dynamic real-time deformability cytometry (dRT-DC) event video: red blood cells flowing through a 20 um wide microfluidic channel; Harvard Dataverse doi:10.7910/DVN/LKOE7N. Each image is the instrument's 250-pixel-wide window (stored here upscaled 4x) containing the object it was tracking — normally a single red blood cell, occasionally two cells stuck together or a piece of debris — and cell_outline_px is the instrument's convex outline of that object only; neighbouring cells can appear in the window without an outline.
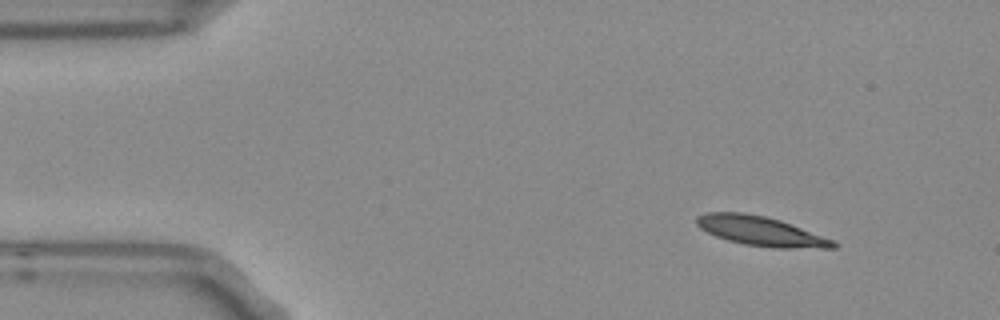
{"species": "Egyptian fruit bat (a non-hibernating species)", "species_latin": "Rousettus aegyptiacus", "temperature_condition": "room temperature", "stored_images_in_passage": 4, "camera_frame_rate_fps": 3000, "um_per_image_px": 0.085, "frame": {"image": 1, "passage_image": 1, "time_ms": 0.0, "image_size_px": [1000, 320], "cell_outline_px": [[840, 244], [836, 248], [772, 248], [744, 244], [728, 240], [716, 236], [700, 228], [696, 224], [696, 216], [708, 212], [744, 212], [764, 216], [780, 220], [836, 240]], "centroid_in_image_um": [64.72, 19.65], "position_along_channel_um": 20.3, "area_um2": 23.64}}